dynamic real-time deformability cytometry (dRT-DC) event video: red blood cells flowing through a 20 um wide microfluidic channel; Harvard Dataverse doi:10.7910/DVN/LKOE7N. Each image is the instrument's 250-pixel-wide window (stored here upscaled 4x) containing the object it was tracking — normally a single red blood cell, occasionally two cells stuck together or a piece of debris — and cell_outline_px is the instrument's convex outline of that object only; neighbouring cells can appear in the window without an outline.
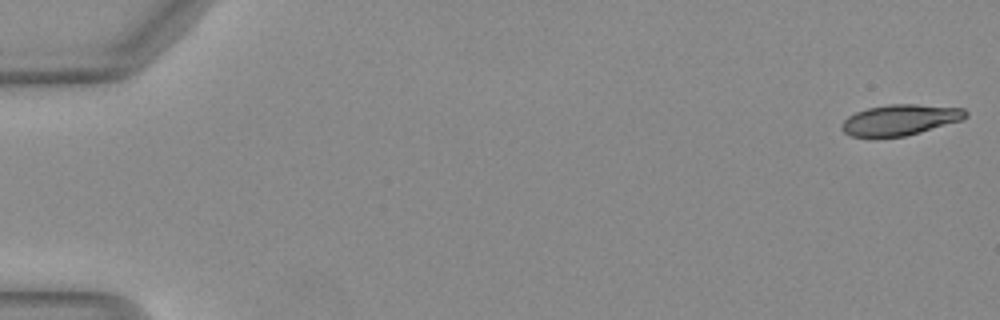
{"species": "Egyptian fruit bat (a non-hibernating species)", "species_latin": "Rousettus aegyptiacus", "temperature_condition": "warm", "stored_images_in_passage": 50, "camera_frame_rate_fps": 3000, "um_per_image_px": 0.085, "animal": {"sex": "female"}, "frame": {"image": 1, "passage_image": 1, "time_ms": 0.0, "image_size_px": [1000, 320], "cell_outline_px": [[968, 116], [964, 120], [920, 132], [904, 136], [852, 136], [844, 132], [840, 128], [840, 124], [848, 116], [856, 112], [868, 108], [888, 104], [916, 104], [964, 108], [968, 112]], "centroid_in_image_um": [76.55, 10.17], "position_along_channel_um": 8.5, "area_um2": 22.2}}
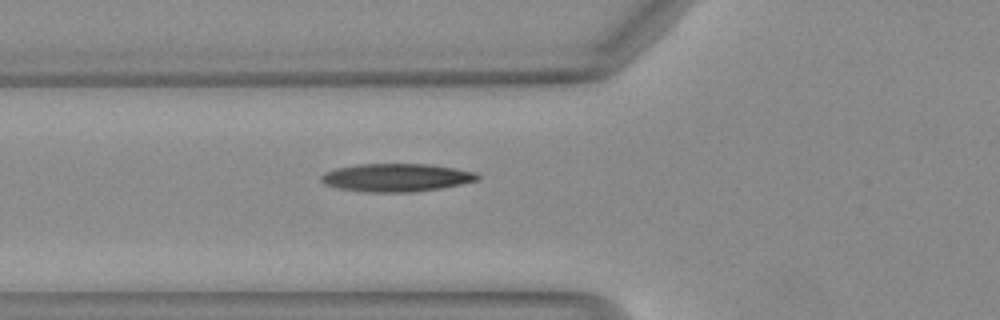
{"frame": {"image": 2, "passage_image": 19, "time_ms": 6.0, "image_size_px": [1000, 320], "cell_outline_px": [[480, 180], [440, 188], [412, 192], [368, 192], [336, 188], [324, 184], [320, 180], [320, 176], [324, 172], [336, 168], [356, 164], [428, 164], [456, 168], [476, 172], [480, 176]], "centroid_in_image_um": [33.67, 15.09], "position_along_channel_um": 92.1, "area_um2": 25.72}}
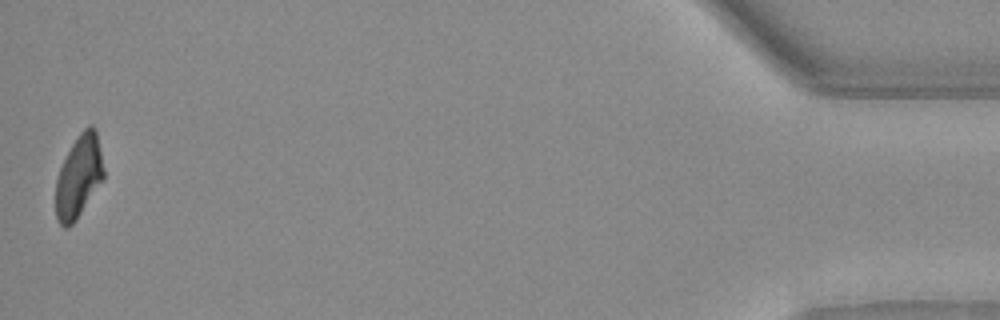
{"frame": {"image": 3, "passage_image": 50, "time_ms": 16.333, "image_size_px": [1000, 320], "cell_outline_px": [[104, 176], [76, 220], [68, 228], [64, 228], [60, 224], [56, 216], [56, 180], [60, 168], [72, 144], [80, 132], [88, 124], [92, 124], [96, 128], [104, 168]], "centroid_in_image_um": [6.7, 14.98], "position_along_channel_um": 428.5, "area_um2": 22.77}, "authors_computed_cell_mechanics": {"area_um2": 24.565, "velocity_mm_per_s": 4.1065, "shape_relaxation_time_tau1_ms": 8.3682, "shape_relaxation_time_tau2_ms": 2.567, "deformation_change_tau1": 0.2476, "deformation_change_tau2": 0.1018}}